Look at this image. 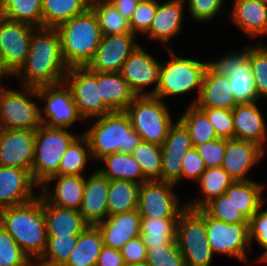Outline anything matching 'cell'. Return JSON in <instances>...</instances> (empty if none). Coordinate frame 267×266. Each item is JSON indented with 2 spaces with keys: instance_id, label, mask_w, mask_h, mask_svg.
Masks as SVG:
<instances>
[{
  "instance_id": "4",
  "label": "cell",
  "mask_w": 267,
  "mask_h": 266,
  "mask_svg": "<svg viewBox=\"0 0 267 266\" xmlns=\"http://www.w3.org/2000/svg\"><path fill=\"white\" fill-rule=\"evenodd\" d=\"M61 40V52L68 67L87 66L93 59L102 34L97 17L89 7L56 28Z\"/></svg>"
},
{
  "instance_id": "25",
  "label": "cell",
  "mask_w": 267,
  "mask_h": 266,
  "mask_svg": "<svg viewBox=\"0 0 267 266\" xmlns=\"http://www.w3.org/2000/svg\"><path fill=\"white\" fill-rule=\"evenodd\" d=\"M85 175H58L50 177L39 189L50 204L79 211L84 193ZM57 180V181H56ZM55 181L54 191L50 183Z\"/></svg>"
},
{
  "instance_id": "37",
  "label": "cell",
  "mask_w": 267,
  "mask_h": 266,
  "mask_svg": "<svg viewBox=\"0 0 267 266\" xmlns=\"http://www.w3.org/2000/svg\"><path fill=\"white\" fill-rule=\"evenodd\" d=\"M178 218H142L141 233L147 248L153 246L177 245L176 227Z\"/></svg>"
},
{
  "instance_id": "30",
  "label": "cell",
  "mask_w": 267,
  "mask_h": 266,
  "mask_svg": "<svg viewBox=\"0 0 267 266\" xmlns=\"http://www.w3.org/2000/svg\"><path fill=\"white\" fill-rule=\"evenodd\" d=\"M97 83L103 103L113 111H125L136 94L120 72H97Z\"/></svg>"
},
{
  "instance_id": "54",
  "label": "cell",
  "mask_w": 267,
  "mask_h": 266,
  "mask_svg": "<svg viewBox=\"0 0 267 266\" xmlns=\"http://www.w3.org/2000/svg\"><path fill=\"white\" fill-rule=\"evenodd\" d=\"M120 251L125 264L140 263L146 260L147 247L141 236L129 240Z\"/></svg>"
},
{
  "instance_id": "48",
  "label": "cell",
  "mask_w": 267,
  "mask_h": 266,
  "mask_svg": "<svg viewBox=\"0 0 267 266\" xmlns=\"http://www.w3.org/2000/svg\"><path fill=\"white\" fill-rule=\"evenodd\" d=\"M158 0H140L136 9L133 12L132 18L129 21L131 33L146 34L151 26L152 20L155 17Z\"/></svg>"
},
{
  "instance_id": "38",
  "label": "cell",
  "mask_w": 267,
  "mask_h": 266,
  "mask_svg": "<svg viewBox=\"0 0 267 266\" xmlns=\"http://www.w3.org/2000/svg\"><path fill=\"white\" fill-rule=\"evenodd\" d=\"M42 0H0V15L6 19L42 27Z\"/></svg>"
},
{
  "instance_id": "52",
  "label": "cell",
  "mask_w": 267,
  "mask_h": 266,
  "mask_svg": "<svg viewBox=\"0 0 267 266\" xmlns=\"http://www.w3.org/2000/svg\"><path fill=\"white\" fill-rule=\"evenodd\" d=\"M207 168L221 167L226 149V139L218 138L195 147Z\"/></svg>"
},
{
  "instance_id": "6",
  "label": "cell",
  "mask_w": 267,
  "mask_h": 266,
  "mask_svg": "<svg viewBox=\"0 0 267 266\" xmlns=\"http://www.w3.org/2000/svg\"><path fill=\"white\" fill-rule=\"evenodd\" d=\"M76 137L66 128L48 127L43 124L35 131L31 174L39 187L50 177L58 176L60 161Z\"/></svg>"
},
{
  "instance_id": "34",
  "label": "cell",
  "mask_w": 267,
  "mask_h": 266,
  "mask_svg": "<svg viewBox=\"0 0 267 266\" xmlns=\"http://www.w3.org/2000/svg\"><path fill=\"white\" fill-rule=\"evenodd\" d=\"M203 196L185 202L191 209H202L208 202L224 194L234 180L222 167L207 168L196 181ZM194 200V201H193Z\"/></svg>"
},
{
  "instance_id": "40",
  "label": "cell",
  "mask_w": 267,
  "mask_h": 266,
  "mask_svg": "<svg viewBox=\"0 0 267 266\" xmlns=\"http://www.w3.org/2000/svg\"><path fill=\"white\" fill-rule=\"evenodd\" d=\"M88 159L92 160L89 143L80 134L67 147L59 164L58 175H83Z\"/></svg>"
},
{
  "instance_id": "35",
  "label": "cell",
  "mask_w": 267,
  "mask_h": 266,
  "mask_svg": "<svg viewBox=\"0 0 267 266\" xmlns=\"http://www.w3.org/2000/svg\"><path fill=\"white\" fill-rule=\"evenodd\" d=\"M42 27L57 28L90 7V0H42Z\"/></svg>"
},
{
  "instance_id": "13",
  "label": "cell",
  "mask_w": 267,
  "mask_h": 266,
  "mask_svg": "<svg viewBox=\"0 0 267 266\" xmlns=\"http://www.w3.org/2000/svg\"><path fill=\"white\" fill-rule=\"evenodd\" d=\"M205 227L208 242L214 255L217 253L248 262L250 248L249 223H225L205 212Z\"/></svg>"
},
{
  "instance_id": "47",
  "label": "cell",
  "mask_w": 267,
  "mask_h": 266,
  "mask_svg": "<svg viewBox=\"0 0 267 266\" xmlns=\"http://www.w3.org/2000/svg\"><path fill=\"white\" fill-rule=\"evenodd\" d=\"M148 266H186L178 245L153 246L147 248Z\"/></svg>"
},
{
  "instance_id": "3",
  "label": "cell",
  "mask_w": 267,
  "mask_h": 266,
  "mask_svg": "<svg viewBox=\"0 0 267 266\" xmlns=\"http://www.w3.org/2000/svg\"><path fill=\"white\" fill-rule=\"evenodd\" d=\"M95 121L83 133L88 140L93 161L116 152L131 153L141 142L125 111H113Z\"/></svg>"
},
{
  "instance_id": "16",
  "label": "cell",
  "mask_w": 267,
  "mask_h": 266,
  "mask_svg": "<svg viewBox=\"0 0 267 266\" xmlns=\"http://www.w3.org/2000/svg\"><path fill=\"white\" fill-rule=\"evenodd\" d=\"M160 65L157 59L139 45L124 62L120 74L136 96L154 95L159 83ZM154 84V89L146 92L145 89Z\"/></svg>"
},
{
  "instance_id": "42",
  "label": "cell",
  "mask_w": 267,
  "mask_h": 266,
  "mask_svg": "<svg viewBox=\"0 0 267 266\" xmlns=\"http://www.w3.org/2000/svg\"><path fill=\"white\" fill-rule=\"evenodd\" d=\"M79 235L47 237L46 247L35 266H63L74 250Z\"/></svg>"
},
{
  "instance_id": "41",
  "label": "cell",
  "mask_w": 267,
  "mask_h": 266,
  "mask_svg": "<svg viewBox=\"0 0 267 266\" xmlns=\"http://www.w3.org/2000/svg\"><path fill=\"white\" fill-rule=\"evenodd\" d=\"M179 120L188 129L193 147L218 139L207 116L195 105H188Z\"/></svg>"
},
{
  "instance_id": "36",
  "label": "cell",
  "mask_w": 267,
  "mask_h": 266,
  "mask_svg": "<svg viewBox=\"0 0 267 266\" xmlns=\"http://www.w3.org/2000/svg\"><path fill=\"white\" fill-rule=\"evenodd\" d=\"M140 184L127 180H109L108 216L137 210Z\"/></svg>"
},
{
  "instance_id": "29",
  "label": "cell",
  "mask_w": 267,
  "mask_h": 266,
  "mask_svg": "<svg viewBox=\"0 0 267 266\" xmlns=\"http://www.w3.org/2000/svg\"><path fill=\"white\" fill-rule=\"evenodd\" d=\"M43 212L47 237L79 235L88 225L79 211L50 204L44 197Z\"/></svg>"
},
{
  "instance_id": "53",
  "label": "cell",
  "mask_w": 267,
  "mask_h": 266,
  "mask_svg": "<svg viewBox=\"0 0 267 266\" xmlns=\"http://www.w3.org/2000/svg\"><path fill=\"white\" fill-rule=\"evenodd\" d=\"M206 169L207 167L204 163V160L199 155L197 149L192 147L183 157L181 181L182 179L187 178L195 182L202 176Z\"/></svg>"
},
{
  "instance_id": "22",
  "label": "cell",
  "mask_w": 267,
  "mask_h": 266,
  "mask_svg": "<svg viewBox=\"0 0 267 266\" xmlns=\"http://www.w3.org/2000/svg\"><path fill=\"white\" fill-rule=\"evenodd\" d=\"M109 179L94 170L85 176L84 193L79 212L88 225H97L108 217Z\"/></svg>"
},
{
  "instance_id": "7",
  "label": "cell",
  "mask_w": 267,
  "mask_h": 266,
  "mask_svg": "<svg viewBox=\"0 0 267 266\" xmlns=\"http://www.w3.org/2000/svg\"><path fill=\"white\" fill-rule=\"evenodd\" d=\"M168 109L164 100L145 95L136 96L125 112L142 141L162 145L174 123Z\"/></svg>"
},
{
  "instance_id": "50",
  "label": "cell",
  "mask_w": 267,
  "mask_h": 266,
  "mask_svg": "<svg viewBox=\"0 0 267 266\" xmlns=\"http://www.w3.org/2000/svg\"><path fill=\"white\" fill-rule=\"evenodd\" d=\"M187 1L188 11L195 22H207L221 15L225 0H184Z\"/></svg>"
},
{
  "instance_id": "20",
  "label": "cell",
  "mask_w": 267,
  "mask_h": 266,
  "mask_svg": "<svg viewBox=\"0 0 267 266\" xmlns=\"http://www.w3.org/2000/svg\"><path fill=\"white\" fill-rule=\"evenodd\" d=\"M36 186L29 170L0 166V209L33 200Z\"/></svg>"
},
{
  "instance_id": "49",
  "label": "cell",
  "mask_w": 267,
  "mask_h": 266,
  "mask_svg": "<svg viewBox=\"0 0 267 266\" xmlns=\"http://www.w3.org/2000/svg\"><path fill=\"white\" fill-rule=\"evenodd\" d=\"M208 118L218 138L233 139L234 125L232 109L197 107Z\"/></svg>"
},
{
  "instance_id": "23",
  "label": "cell",
  "mask_w": 267,
  "mask_h": 266,
  "mask_svg": "<svg viewBox=\"0 0 267 266\" xmlns=\"http://www.w3.org/2000/svg\"><path fill=\"white\" fill-rule=\"evenodd\" d=\"M160 3L158 1L155 17L145 35H147L148 39L159 41L169 49L167 46L169 40L171 41L172 37L179 34L183 26L184 6H186L187 2L184 0H167L164 3Z\"/></svg>"
},
{
  "instance_id": "56",
  "label": "cell",
  "mask_w": 267,
  "mask_h": 266,
  "mask_svg": "<svg viewBox=\"0 0 267 266\" xmlns=\"http://www.w3.org/2000/svg\"><path fill=\"white\" fill-rule=\"evenodd\" d=\"M122 14V16L130 21L133 12L140 0H108Z\"/></svg>"
},
{
  "instance_id": "14",
  "label": "cell",
  "mask_w": 267,
  "mask_h": 266,
  "mask_svg": "<svg viewBox=\"0 0 267 266\" xmlns=\"http://www.w3.org/2000/svg\"><path fill=\"white\" fill-rule=\"evenodd\" d=\"M36 28L0 15V62L11 76L21 68L27 59L30 40Z\"/></svg>"
},
{
  "instance_id": "57",
  "label": "cell",
  "mask_w": 267,
  "mask_h": 266,
  "mask_svg": "<svg viewBox=\"0 0 267 266\" xmlns=\"http://www.w3.org/2000/svg\"><path fill=\"white\" fill-rule=\"evenodd\" d=\"M10 77V75L3 69L1 62H0V87H4L1 83H3V78Z\"/></svg>"
},
{
  "instance_id": "26",
  "label": "cell",
  "mask_w": 267,
  "mask_h": 266,
  "mask_svg": "<svg viewBox=\"0 0 267 266\" xmlns=\"http://www.w3.org/2000/svg\"><path fill=\"white\" fill-rule=\"evenodd\" d=\"M258 103L237 104L232 108L234 138L258 144L265 150L266 123Z\"/></svg>"
},
{
  "instance_id": "1",
  "label": "cell",
  "mask_w": 267,
  "mask_h": 266,
  "mask_svg": "<svg viewBox=\"0 0 267 266\" xmlns=\"http://www.w3.org/2000/svg\"><path fill=\"white\" fill-rule=\"evenodd\" d=\"M68 70L56 28L39 27L31 35L26 61L13 76L20 78L19 87L38 88L64 82Z\"/></svg>"
},
{
  "instance_id": "33",
  "label": "cell",
  "mask_w": 267,
  "mask_h": 266,
  "mask_svg": "<svg viewBox=\"0 0 267 266\" xmlns=\"http://www.w3.org/2000/svg\"><path fill=\"white\" fill-rule=\"evenodd\" d=\"M264 186L255 180L234 181L224 194L231 198L235 207L250 219L258 211V208L266 202L262 195Z\"/></svg>"
},
{
  "instance_id": "18",
  "label": "cell",
  "mask_w": 267,
  "mask_h": 266,
  "mask_svg": "<svg viewBox=\"0 0 267 266\" xmlns=\"http://www.w3.org/2000/svg\"><path fill=\"white\" fill-rule=\"evenodd\" d=\"M35 150V131L0 128V166L31 172Z\"/></svg>"
},
{
  "instance_id": "15",
  "label": "cell",
  "mask_w": 267,
  "mask_h": 266,
  "mask_svg": "<svg viewBox=\"0 0 267 266\" xmlns=\"http://www.w3.org/2000/svg\"><path fill=\"white\" fill-rule=\"evenodd\" d=\"M38 101H45L41 109L42 124L48 127L70 128L75 121L83 120L65 82L36 88Z\"/></svg>"
},
{
  "instance_id": "58",
  "label": "cell",
  "mask_w": 267,
  "mask_h": 266,
  "mask_svg": "<svg viewBox=\"0 0 267 266\" xmlns=\"http://www.w3.org/2000/svg\"><path fill=\"white\" fill-rule=\"evenodd\" d=\"M125 266H148V264L144 261L140 263L125 264Z\"/></svg>"
},
{
  "instance_id": "2",
  "label": "cell",
  "mask_w": 267,
  "mask_h": 266,
  "mask_svg": "<svg viewBox=\"0 0 267 266\" xmlns=\"http://www.w3.org/2000/svg\"><path fill=\"white\" fill-rule=\"evenodd\" d=\"M0 224L33 263L41 257L47 241L41 194L27 203L0 209Z\"/></svg>"
},
{
  "instance_id": "24",
  "label": "cell",
  "mask_w": 267,
  "mask_h": 266,
  "mask_svg": "<svg viewBox=\"0 0 267 266\" xmlns=\"http://www.w3.org/2000/svg\"><path fill=\"white\" fill-rule=\"evenodd\" d=\"M141 216L138 210H132L108 216L98 223L104 246L121 250L131 239L140 236Z\"/></svg>"
},
{
  "instance_id": "51",
  "label": "cell",
  "mask_w": 267,
  "mask_h": 266,
  "mask_svg": "<svg viewBox=\"0 0 267 266\" xmlns=\"http://www.w3.org/2000/svg\"><path fill=\"white\" fill-rule=\"evenodd\" d=\"M265 202L258 208L249 219V239L251 245L253 240L257 242L264 252L260 255L259 259L267 252V208L262 210Z\"/></svg>"
},
{
  "instance_id": "43",
  "label": "cell",
  "mask_w": 267,
  "mask_h": 266,
  "mask_svg": "<svg viewBox=\"0 0 267 266\" xmlns=\"http://www.w3.org/2000/svg\"><path fill=\"white\" fill-rule=\"evenodd\" d=\"M130 154L138 162L148 180H161V145L141 140Z\"/></svg>"
},
{
  "instance_id": "46",
  "label": "cell",
  "mask_w": 267,
  "mask_h": 266,
  "mask_svg": "<svg viewBox=\"0 0 267 266\" xmlns=\"http://www.w3.org/2000/svg\"><path fill=\"white\" fill-rule=\"evenodd\" d=\"M12 236L0 224V266H33Z\"/></svg>"
},
{
  "instance_id": "31",
  "label": "cell",
  "mask_w": 267,
  "mask_h": 266,
  "mask_svg": "<svg viewBox=\"0 0 267 266\" xmlns=\"http://www.w3.org/2000/svg\"><path fill=\"white\" fill-rule=\"evenodd\" d=\"M103 168L96 169L101 175L109 180H127L142 184L148 179L143 175L140 165L130 153H112L102 157Z\"/></svg>"
},
{
  "instance_id": "12",
  "label": "cell",
  "mask_w": 267,
  "mask_h": 266,
  "mask_svg": "<svg viewBox=\"0 0 267 266\" xmlns=\"http://www.w3.org/2000/svg\"><path fill=\"white\" fill-rule=\"evenodd\" d=\"M176 185L161 180H147L139 187L138 208L141 218H179L187 204L179 203ZM182 205V206H180Z\"/></svg>"
},
{
  "instance_id": "8",
  "label": "cell",
  "mask_w": 267,
  "mask_h": 266,
  "mask_svg": "<svg viewBox=\"0 0 267 266\" xmlns=\"http://www.w3.org/2000/svg\"><path fill=\"white\" fill-rule=\"evenodd\" d=\"M176 242L186 266H211L214 253L208 242L205 211L187 207L178 218Z\"/></svg>"
},
{
  "instance_id": "32",
  "label": "cell",
  "mask_w": 267,
  "mask_h": 266,
  "mask_svg": "<svg viewBox=\"0 0 267 266\" xmlns=\"http://www.w3.org/2000/svg\"><path fill=\"white\" fill-rule=\"evenodd\" d=\"M103 246V237L98 226L87 225L79 234L76 246L63 266H96Z\"/></svg>"
},
{
  "instance_id": "44",
  "label": "cell",
  "mask_w": 267,
  "mask_h": 266,
  "mask_svg": "<svg viewBox=\"0 0 267 266\" xmlns=\"http://www.w3.org/2000/svg\"><path fill=\"white\" fill-rule=\"evenodd\" d=\"M209 216L225 223H249V219L233 204L225 194L208 202L202 208Z\"/></svg>"
},
{
  "instance_id": "19",
  "label": "cell",
  "mask_w": 267,
  "mask_h": 266,
  "mask_svg": "<svg viewBox=\"0 0 267 266\" xmlns=\"http://www.w3.org/2000/svg\"><path fill=\"white\" fill-rule=\"evenodd\" d=\"M192 147L189 131L178 119L170 127L167 137L161 145V181L172 182L175 185L181 182L183 157Z\"/></svg>"
},
{
  "instance_id": "28",
  "label": "cell",
  "mask_w": 267,
  "mask_h": 266,
  "mask_svg": "<svg viewBox=\"0 0 267 266\" xmlns=\"http://www.w3.org/2000/svg\"><path fill=\"white\" fill-rule=\"evenodd\" d=\"M237 104L233 97L229 78L213 73L206 67L195 106L232 109Z\"/></svg>"
},
{
  "instance_id": "27",
  "label": "cell",
  "mask_w": 267,
  "mask_h": 266,
  "mask_svg": "<svg viewBox=\"0 0 267 266\" xmlns=\"http://www.w3.org/2000/svg\"><path fill=\"white\" fill-rule=\"evenodd\" d=\"M229 19L249 36L267 35V3L259 0H234Z\"/></svg>"
},
{
  "instance_id": "21",
  "label": "cell",
  "mask_w": 267,
  "mask_h": 266,
  "mask_svg": "<svg viewBox=\"0 0 267 266\" xmlns=\"http://www.w3.org/2000/svg\"><path fill=\"white\" fill-rule=\"evenodd\" d=\"M265 150L256 143L226 139V149L222 168L234 181L252 180L247 178L248 171L264 157Z\"/></svg>"
},
{
  "instance_id": "45",
  "label": "cell",
  "mask_w": 267,
  "mask_h": 266,
  "mask_svg": "<svg viewBox=\"0 0 267 266\" xmlns=\"http://www.w3.org/2000/svg\"><path fill=\"white\" fill-rule=\"evenodd\" d=\"M249 63L260 98L267 99V46L262 43L249 46Z\"/></svg>"
},
{
  "instance_id": "11",
  "label": "cell",
  "mask_w": 267,
  "mask_h": 266,
  "mask_svg": "<svg viewBox=\"0 0 267 266\" xmlns=\"http://www.w3.org/2000/svg\"><path fill=\"white\" fill-rule=\"evenodd\" d=\"M64 82L72 92L73 101L83 121L112 112L101 99L97 72L91 71L87 66L69 67Z\"/></svg>"
},
{
  "instance_id": "55",
  "label": "cell",
  "mask_w": 267,
  "mask_h": 266,
  "mask_svg": "<svg viewBox=\"0 0 267 266\" xmlns=\"http://www.w3.org/2000/svg\"><path fill=\"white\" fill-rule=\"evenodd\" d=\"M96 266H125V262L120 250L103 246Z\"/></svg>"
},
{
  "instance_id": "10",
  "label": "cell",
  "mask_w": 267,
  "mask_h": 266,
  "mask_svg": "<svg viewBox=\"0 0 267 266\" xmlns=\"http://www.w3.org/2000/svg\"><path fill=\"white\" fill-rule=\"evenodd\" d=\"M244 48L243 51H229L218 60L206 63L211 72L229 78L233 97L238 104L254 103L260 99L249 63V46Z\"/></svg>"
},
{
  "instance_id": "5",
  "label": "cell",
  "mask_w": 267,
  "mask_h": 266,
  "mask_svg": "<svg viewBox=\"0 0 267 266\" xmlns=\"http://www.w3.org/2000/svg\"><path fill=\"white\" fill-rule=\"evenodd\" d=\"M167 52L171 59L160 65L159 83L153 96L163 100L167 96L185 95L195 89L197 96L190 102V105H195L200 94L206 63L179 57L171 48Z\"/></svg>"
},
{
  "instance_id": "59",
  "label": "cell",
  "mask_w": 267,
  "mask_h": 266,
  "mask_svg": "<svg viewBox=\"0 0 267 266\" xmlns=\"http://www.w3.org/2000/svg\"><path fill=\"white\" fill-rule=\"evenodd\" d=\"M258 261L267 264V252Z\"/></svg>"
},
{
  "instance_id": "9",
  "label": "cell",
  "mask_w": 267,
  "mask_h": 266,
  "mask_svg": "<svg viewBox=\"0 0 267 266\" xmlns=\"http://www.w3.org/2000/svg\"><path fill=\"white\" fill-rule=\"evenodd\" d=\"M21 89L0 88V128L36 131L42 125L41 108L29 97L39 99L36 88Z\"/></svg>"
},
{
  "instance_id": "17",
  "label": "cell",
  "mask_w": 267,
  "mask_h": 266,
  "mask_svg": "<svg viewBox=\"0 0 267 266\" xmlns=\"http://www.w3.org/2000/svg\"><path fill=\"white\" fill-rule=\"evenodd\" d=\"M136 36L133 33L102 36L87 67L95 72H120L124 62L139 46Z\"/></svg>"
},
{
  "instance_id": "39",
  "label": "cell",
  "mask_w": 267,
  "mask_h": 266,
  "mask_svg": "<svg viewBox=\"0 0 267 266\" xmlns=\"http://www.w3.org/2000/svg\"><path fill=\"white\" fill-rule=\"evenodd\" d=\"M90 8L97 17L102 36L131 33L129 21L108 0H90Z\"/></svg>"
}]
</instances>
